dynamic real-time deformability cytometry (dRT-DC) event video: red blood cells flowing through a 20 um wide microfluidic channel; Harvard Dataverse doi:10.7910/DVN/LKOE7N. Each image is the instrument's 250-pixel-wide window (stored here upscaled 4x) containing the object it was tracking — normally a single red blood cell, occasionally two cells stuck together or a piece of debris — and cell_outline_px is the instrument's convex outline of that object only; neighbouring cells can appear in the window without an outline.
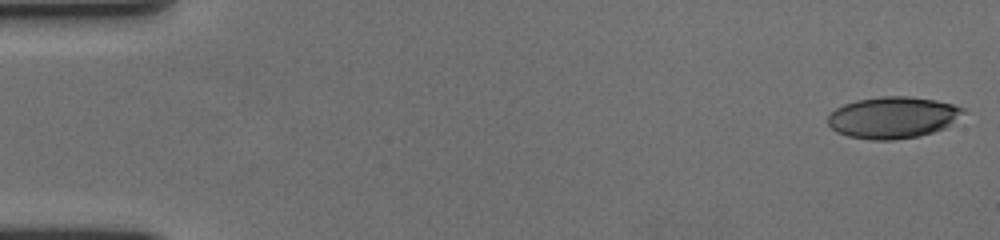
{"species": "human", "species_latin": "Homo sapiens", "temperature_condition": "cold", "stored_images_in_passage": 58, "camera_frame_rate_fps": 3000, "um_per_image_px": 0.085, "donor": {"sex": "female"}, "frame": {"image": 1, "passage_image": 1, "time_ms": 0.0, "image_size_px": [1000, 240], "cell_outline_px": [[968, 112], [944, 128], [920, 136], [892, 140], [868, 140], [848, 136], [836, 132], [828, 124], [828, 116], [836, 108], [844, 104], [856, 100], [884, 96], [908, 96], [936, 100], [952, 104], [964, 108]], "centroid_in_image_um": [75.91, 9.99], "position_along_channel_um": 9.1, "area_um2": 32.95}}
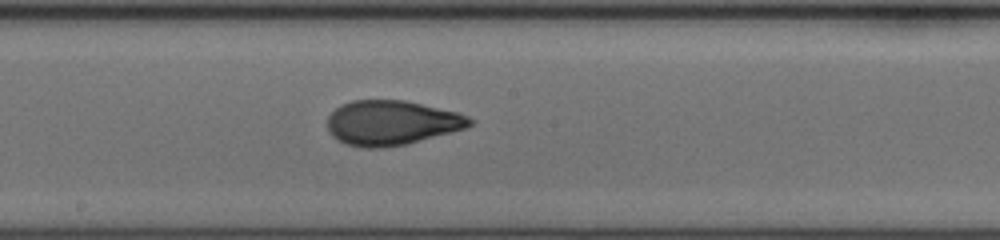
{"frame": {"image": 2, "passage_image": 32, "time_ms": 10.333, "image_size_px": [1000, 240], "cell_outline_px": [[472, 124], [468, 128], [408, 144], [380, 148], [364, 148], [348, 144], [336, 140], [328, 132], [328, 116], [340, 104], [352, 100], [404, 100], [460, 112], [468, 116], [472, 120]], "centroid_in_image_um": [33.3, 10.44], "position_along_channel_um": 214.9, "area_um2": 37.45}}
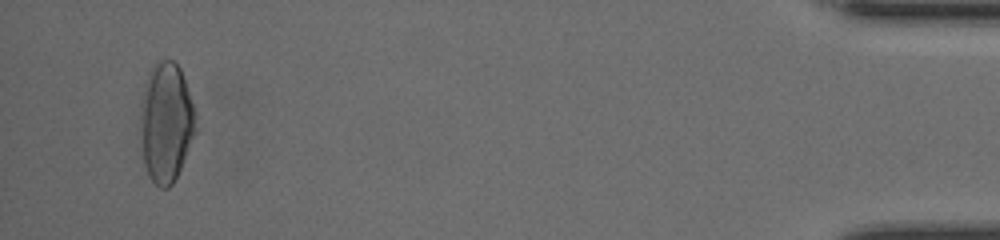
{"frame": {"image": 3, "passage_image": 56, "time_ms": 18.333, "image_size_px": [1000, 240], "cell_outline_px": [[196, 132], [180, 168], [172, 184], [168, 188], [160, 188], [152, 180], [144, 164], [144, 108], [148, 84], [152, 64], [160, 60], [172, 60], [180, 68], [192, 104]], "centroid_in_image_um": [14.19, 10.44], "position_along_channel_um": 421.0, "area_um2": 36.07}, "authors_computed_cell_mechanics": {"area_um2": 36.1539, "velocity_mm_per_s": 3.5733, "shape_relaxation_time_tau1_ms": 4.5613, "shape_relaxation_time_tau2_ms": 1.3492, "deformation_change_tau1": 0.1811, "deformation_change_tau2": 0.0703}}